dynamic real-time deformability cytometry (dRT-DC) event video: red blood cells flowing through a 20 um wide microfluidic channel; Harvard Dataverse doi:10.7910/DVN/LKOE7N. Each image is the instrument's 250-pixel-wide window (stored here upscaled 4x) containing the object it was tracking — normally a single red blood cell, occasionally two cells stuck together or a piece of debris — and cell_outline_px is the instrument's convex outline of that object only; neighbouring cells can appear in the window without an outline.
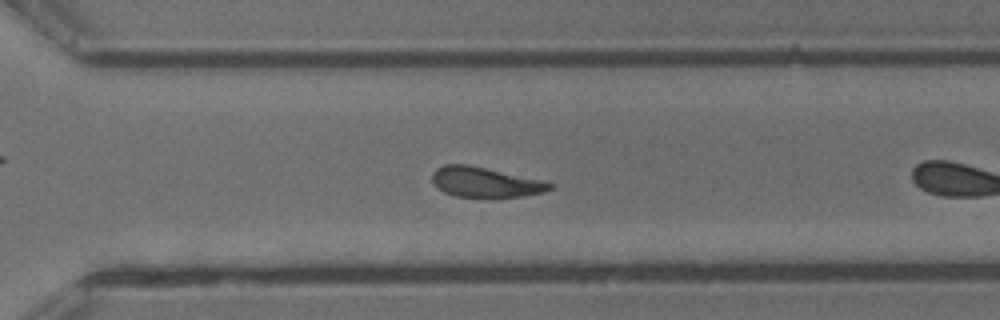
{"species": "common noctule bat (a hibernating species)", "species_latin": "Nyctalus noctula", "temperature_condition": "cold", "stored_images_in_passage": 27, "camera_frame_rate_fps": 3000, "um_per_image_px": 0.085, "animal": {"sex": "male", "body_mass_g": 13.3}, "frame": {"image": 1, "passage_image": 23, "time_ms": 7.333, "image_size_px": [1000, 320], "cell_outline_px": [[556, 184], [552, 188], [544, 192], [524, 196], [488, 200], [456, 196], [444, 192], [432, 180], [432, 172], [436, 168], [444, 164], [468, 164], [540, 180]], "centroid_in_image_um": [41.25, 15.53], "position_along_channel_um": 329.3, "area_um2": 21.15}}